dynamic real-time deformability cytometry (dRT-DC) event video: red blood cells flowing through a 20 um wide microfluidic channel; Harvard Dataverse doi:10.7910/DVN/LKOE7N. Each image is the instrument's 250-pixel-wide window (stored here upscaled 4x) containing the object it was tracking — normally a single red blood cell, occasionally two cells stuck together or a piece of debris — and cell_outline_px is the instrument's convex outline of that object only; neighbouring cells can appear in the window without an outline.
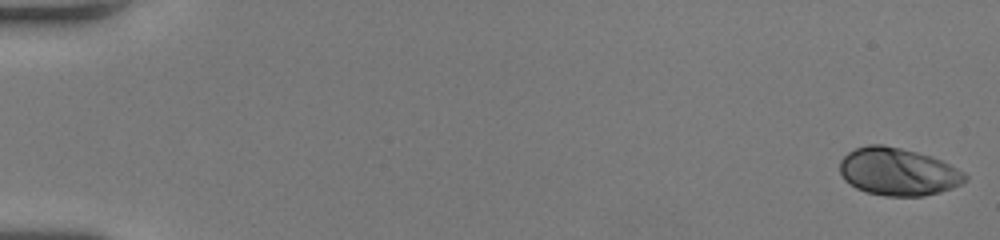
{"species": "human", "species_latin": "Homo sapiens", "temperature_condition": "room temperature", "stored_images_in_passage": 17, "camera_frame_rate_fps": 3000, "um_per_image_px": 0.085, "donor": {"sex": "female"}, "frame": {"image": 1, "passage_image": 1, "time_ms": 0.0, "image_size_px": [1000, 240], "cell_outline_px": [[968, 180], [952, 188], [940, 192], [924, 196], [884, 196], [868, 192], [856, 188], [844, 180], [840, 172], [840, 160], [848, 152], [856, 148], [868, 144], [880, 144], [900, 148], [932, 156], [964, 172], [968, 176]], "centroid_in_image_um": [76.33, 14.6], "position_along_channel_um": 8.7, "area_um2": 34.74}}
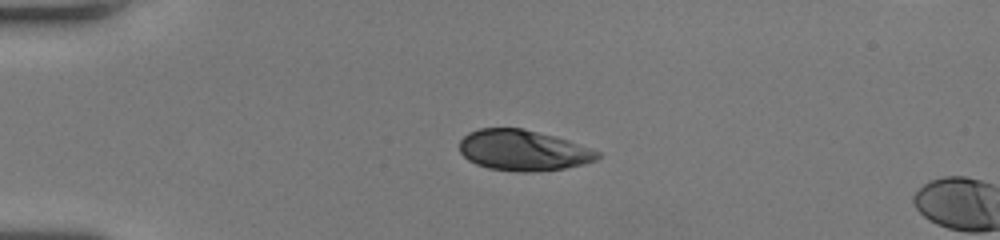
{"frame": {"image": 2, "passage_image": 14, "time_ms": 4.333, "image_size_px": [1000, 240], "cell_outline_px": [[600, 156], [596, 160], [584, 164], [564, 168], [532, 172], [520, 172], [488, 168], [476, 164], [468, 160], [460, 152], [460, 140], [468, 132], [480, 128], [524, 128], [556, 136], [568, 140], [600, 152]], "centroid_in_image_um": [44.46, 12.77], "position_along_channel_um": 40.5, "area_um2": 32.83}}